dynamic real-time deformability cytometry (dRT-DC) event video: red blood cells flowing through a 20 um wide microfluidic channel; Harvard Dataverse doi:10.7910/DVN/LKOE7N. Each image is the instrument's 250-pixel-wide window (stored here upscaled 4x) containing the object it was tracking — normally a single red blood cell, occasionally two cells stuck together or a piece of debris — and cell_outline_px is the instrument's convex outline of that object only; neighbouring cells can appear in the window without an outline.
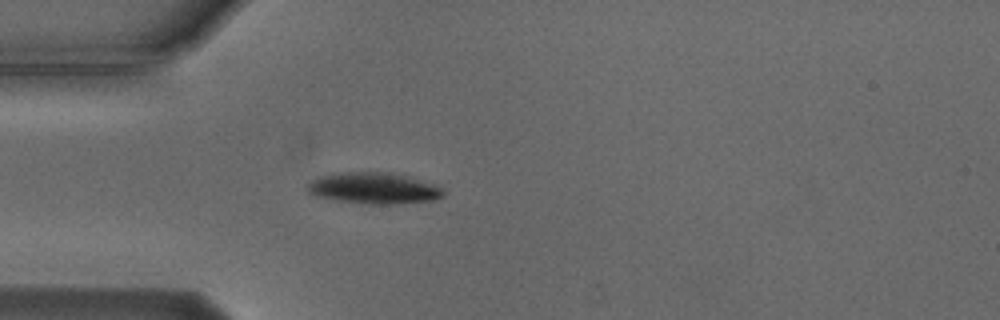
{"species": "Egyptian fruit bat (a non-hibernating species)", "species_latin": "Rousettus aegyptiacus", "temperature_condition": "cold", "stored_images_in_passage": 46, "camera_frame_rate_fps": 3000, "um_per_image_px": 0.085, "animal": {"sex": "male"}, "frame": {"image": 1, "passage_image": 7, "time_ms": 2.0, "image_size_px": [1000, 320], "cell_outline_px": [[444, 196], [436, 200], [396, 204], [368, 204], [336, 200], [316, 196], [308, 192], [308, 184], [312, 180], [320, 176], [344, 172], [388, 172], [404, 176], [432, 184], [440, 188], [444, 192]], "centroid_in_image_um": [31.76, 16.01], "position_along_channel_um": 53.2, "area_um2": 24.45}}
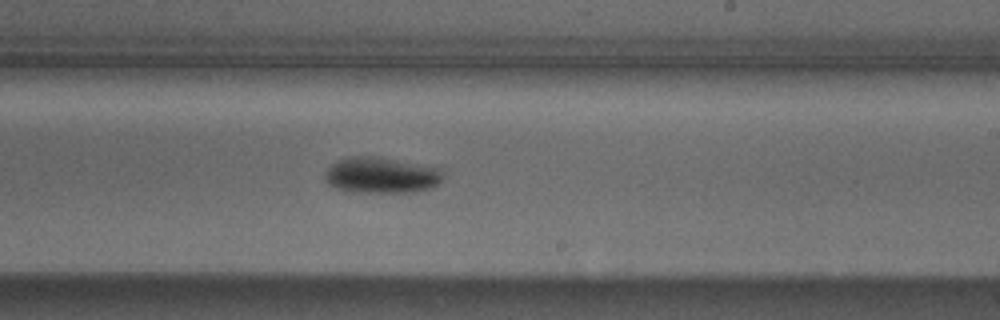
{"frame": {"image": 2, "passage_image": 24, "time_ms": 7.667, "image_size_px": [1000, 320], "cell_outline_px": [[444, 180], [432, 188], [416, 192], [352, 192], [336, 188], [328, 184], [324, 180], [324, 176], [328, 168], [336, 160], [348, 156], [380, 156], [440, 168], [444, 176]], "centroid_in_image_um": [32.42, 14.89], "position_along_channel_um": 256.6, "area_um2": 25.26}}
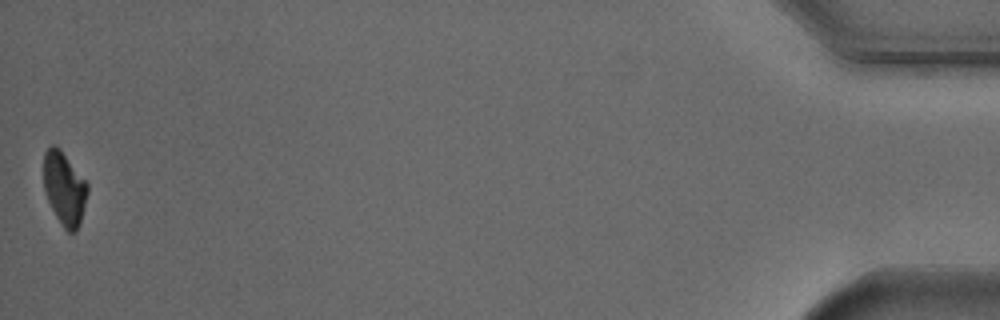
{"frame": {"image": 3, "passage_image": 46, "time_ms": 15.0, "image_size_px": [1000, 320], "cell_outline_px": [[88, 192], [80, 224], [76, 232], [68, 232], [64, 228], [56, 216], [48, 200], [44, 188], [44, 152], [52, 144], [60, 148], [88, 184]], "centroid_in_image_um": [5.48, 16.02], "position_along_channel_um": 429.7, "area_um2": 18.55}, "authors_computed_cell_mechanics": {"area_um2": 22.5709, "velocity_mm_per_s": 3.7268, "shape_relaxation_time_tau1_ms": 1.4066, "shape_relaxation_time_tau2_ms": null, "deformation_change_tau1": 0.0898, "deformation_change_tau2": null}}